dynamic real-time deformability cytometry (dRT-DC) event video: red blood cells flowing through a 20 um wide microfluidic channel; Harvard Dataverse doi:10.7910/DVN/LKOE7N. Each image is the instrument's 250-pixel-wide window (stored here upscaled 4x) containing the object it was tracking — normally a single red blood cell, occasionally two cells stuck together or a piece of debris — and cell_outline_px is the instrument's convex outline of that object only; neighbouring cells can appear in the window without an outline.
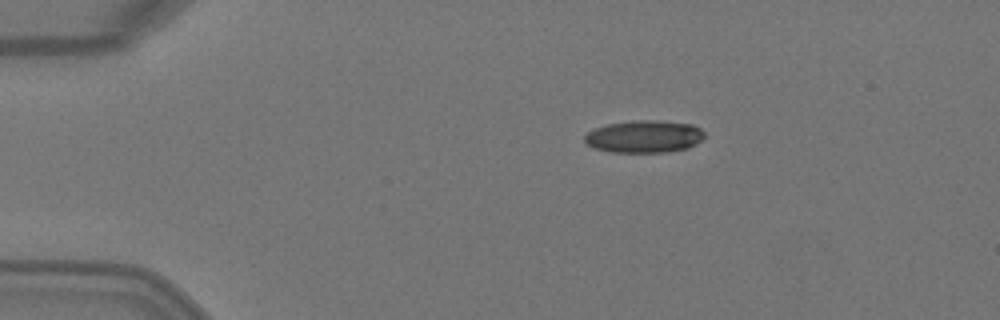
{"species": "Egyptian fruit bat (a non-hibernating species)", "species_latin": "Rousettus aegyptiacus", "temperature_condition": "warm", "stored_images_in_passage": 4, "camera_frame_rate_fps": 3000, "um_per_image_px": 0.085, "animal": {"sex": "female"}, "frame": {"image": 1, "passage_image": 3, "time_ms": 0.667, "image_size_px": [1000, 320], "cell_outline_px": [[704, 136], [696, 144], [688, 148], [668, 152], [612, 152], [596, 148], [588, 144], [584, 140], [584, 136], [588, 132], [596, 128], [608, 124], [632, 120], [656, 120], [692, 124], [700, 128], [704, 132]], "centroid_in_image_um": [54.78, 11.6], "position_along_channel_um": 30.2, "area_um2": 22.54}}